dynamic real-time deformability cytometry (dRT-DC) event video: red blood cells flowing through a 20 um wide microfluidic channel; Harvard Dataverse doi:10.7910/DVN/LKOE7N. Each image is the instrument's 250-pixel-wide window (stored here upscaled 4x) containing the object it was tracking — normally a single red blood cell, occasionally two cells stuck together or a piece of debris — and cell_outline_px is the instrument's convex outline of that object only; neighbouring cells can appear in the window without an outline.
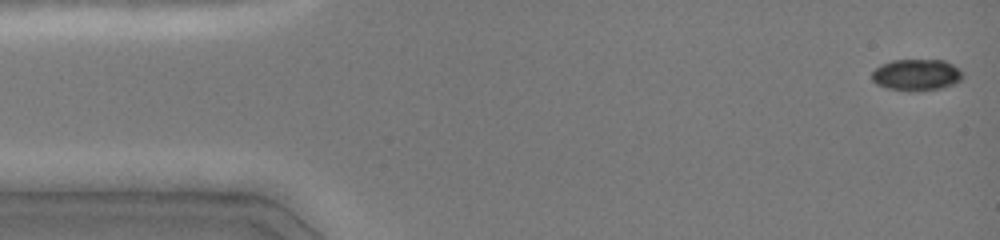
{"species": "common noctule bat (a hibernating species)", "species_latin": "Nyctalus noctula", "temperature_condition": "cold", "stored_images_in_passage": 3, "camera_frame_rate_fps": 3000, "um_per_image_px": 0.085, "animal": {"sex": "female", "body_mass_g": 19.0, "forearm_length_mm": 51.5}, "frame": {"image": 1, "passage_image": 1, "time_ms": 0.0, "image_size_px": [1000, 240], "cell_outline_px": [[964, 76], [956, 84], [940, 88], [888, 88], [876, 84], [872, 80], [872, 72], [880, 64], [892, 60], [944, 60], [952, 64], [964, 72]], "centroid_in_image_um": [77.93, 6.31], "position_along_channel_um": 7.1, "area_um2": 16.13}}